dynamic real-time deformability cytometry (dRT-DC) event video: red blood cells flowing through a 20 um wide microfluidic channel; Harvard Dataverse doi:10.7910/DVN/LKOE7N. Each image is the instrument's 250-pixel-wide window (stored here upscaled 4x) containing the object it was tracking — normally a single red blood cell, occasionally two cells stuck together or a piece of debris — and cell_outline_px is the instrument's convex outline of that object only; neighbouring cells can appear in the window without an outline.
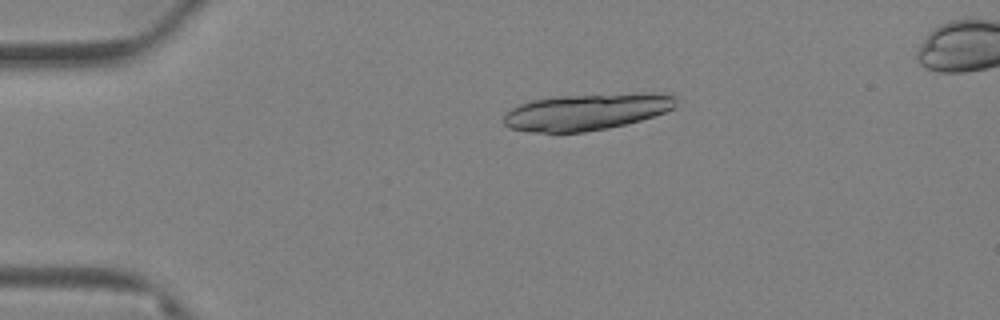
{"species": "Egyptian fruit bat (a non-hibernating species)", "species_latin": "Rousettus aegyptiacus", "temperature_condition": "warm", "stored_images_in_passage": 13, "camera_frame_rate_fps": 3000, "um_per_image_px": 0.085, "animal": {"sex": "female"}, "frame": {"image": 1, "passage_image": 3, "time_ms": 0.667, "image_size_px": [1000, 320], "cell_outline_px": [[676, 108], [640, 120], [608, 128], [584, 132], [532, 132], [508, 128], [504, 124], [504, 116], [512, 108], [520, 104], [532, 100], [560, 96], [676, 96]], "centroid_in_image_um": [49.7, 9.57], "position_along_channel_um": 35.3, "area_um2": 34.91}}